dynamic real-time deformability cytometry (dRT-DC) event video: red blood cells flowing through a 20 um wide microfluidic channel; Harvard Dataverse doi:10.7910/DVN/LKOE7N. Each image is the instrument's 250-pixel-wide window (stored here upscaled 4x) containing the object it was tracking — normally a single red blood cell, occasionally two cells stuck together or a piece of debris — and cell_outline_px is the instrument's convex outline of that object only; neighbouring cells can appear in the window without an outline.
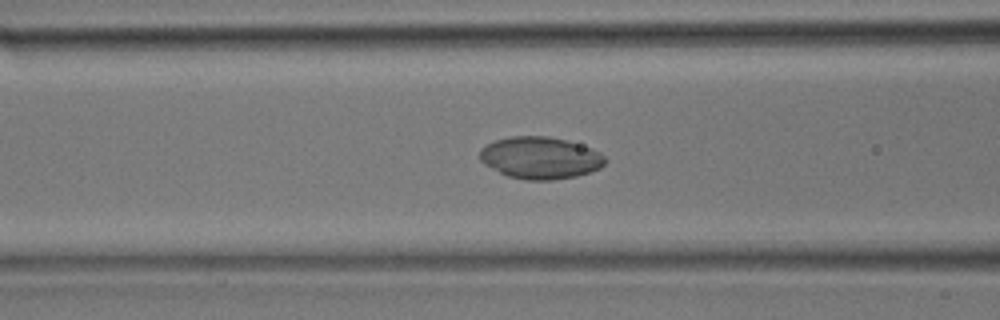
{"species": "common noctule bat (a hibernating species)", "species_latin": "Nyctalus noctula", "temperature_condition": "room temperature", "stored_images_in_passage": 23, "camera_frame_rate_fps": 3000, "um_per_image_px": 0.085, "animal": {"sex": "male", "body_mass_g": 17.9}, "frame": {"image": 1, "passage_image": 7, "time_ms": 2.0, "image_size_px": [1000, 320], "cell_outline_px": [[608, 160], [600, 168], [576, 176], [552, 180], [524, 180], [508, 176], [484, 164], [480, 160], [480, 148], [496, 140], [508, 136], [548, 136], [568, 140], [592, 148], [600, 152]], "centroid_in_image_um": [45.94, 13.41], "position_along_channel_um": 120.7, "area_um2": 30.81}}
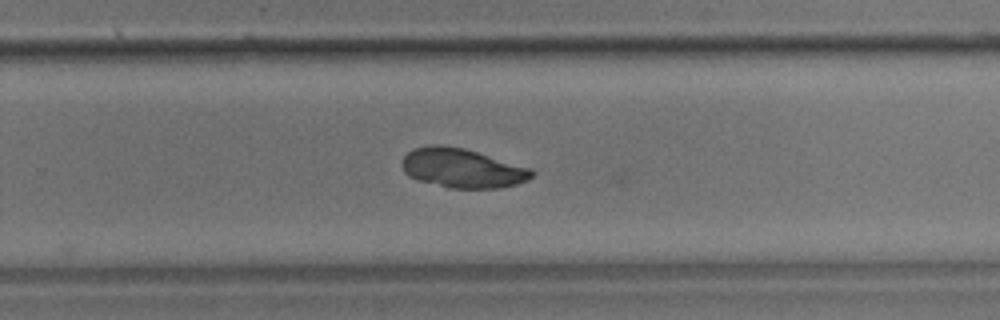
{"frame": {"image": 2, "passage_image": 16, "time_ms": 5.0, "image_size_px": [1000, 320], "cell_outline_px": [[536, 172], [528, 180], [516, 184], [500, 188], [448, 188], [420, 180], [408, 176], [404, 172], [400, 164], [400, 160], [412, 148], [436, 144], [440, 144], [464, 148], [532, 168]], "centroid_in_image_um": [39.28, 14.28], "position_along_channel_um": 290.5, "area_um2": 29.94}}
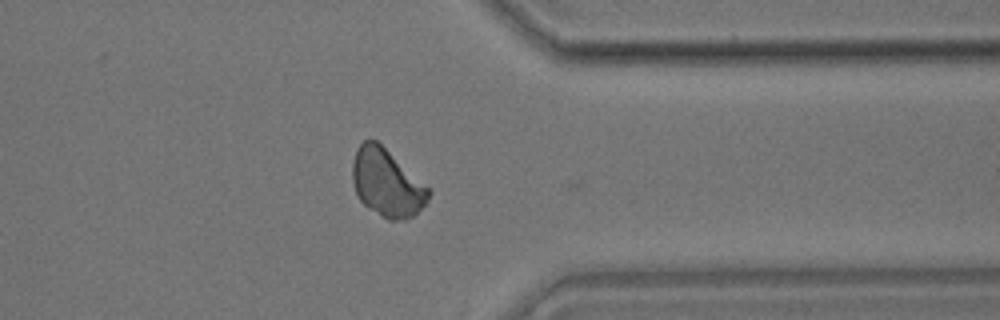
{"frame": {"image": 3, "passage_image": 21, "time_ms": 6.667, "image_size_px": [1000, 320], "cell_outline_px": [[432, 192], [428, 200], [412, 216], [404, 220], [388, 220], [380, 216], [368, 208], [360, 200], [352, 184], [352, 164], [356, 148], [364, 140], [376, 140], [428, 188]], "centroid_in_image_um": [32.84, 15.56], "position_along_channel_um": 378.6, "area_um2": 29.54}}